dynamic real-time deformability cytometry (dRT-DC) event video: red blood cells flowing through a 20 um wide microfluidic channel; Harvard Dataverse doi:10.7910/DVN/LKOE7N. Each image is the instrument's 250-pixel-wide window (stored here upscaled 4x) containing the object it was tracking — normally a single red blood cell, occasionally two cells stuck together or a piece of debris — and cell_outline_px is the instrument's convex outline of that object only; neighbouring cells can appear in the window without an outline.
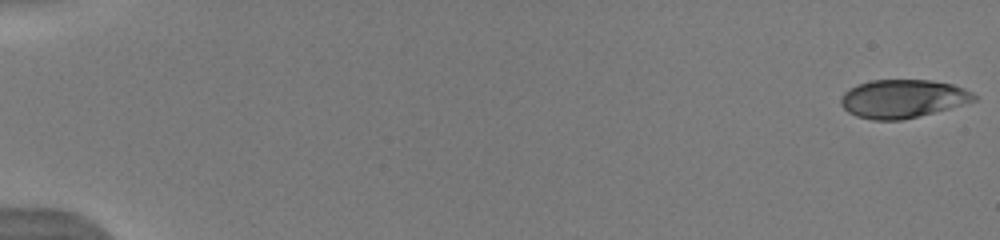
{"species": "human", "species_latin": "Homo sapiens", "temperature_condition": "warm", "stored_images_in_passage": 21, "camera_frame_rate_fps": 3000, "um_per_image_px": 0.085, "donor": {"sex": "male"}, "frame": {"image": 1, "passage_image": 1, "time_ms": 0.0, "image_size_px": [1000, 240], "cell_outline_px": [[976, 100], [948, 108], [900, 120], [872, 120], [856, 116], [848, 112], [840, 104], [840, 96], [848, 88], [872, 80], [928, 80], [952, 84], [964, 88], [972, 92], [976, 96]], "centroid_in_image_um": [76.68, 8.38], "position_along_channel_um": 8.3, "area_um2": 29.48}}
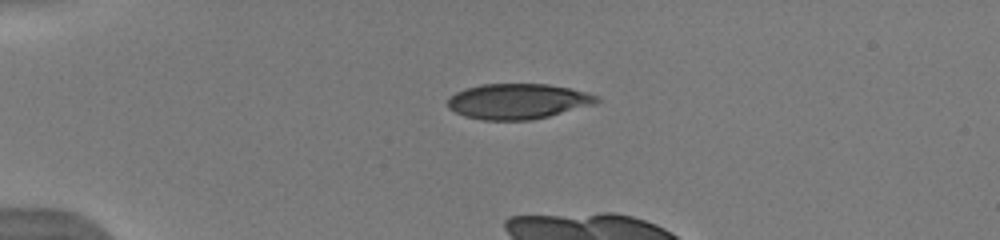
{"frame": {"image": 2, "passage_image": 14, "time_ms": 4.333, "image_size_px": [1000, 240], "cell_outline_px": [[600, 100], [596, 104], [548, 116], [528, 120], [480, 120], [464, 116], [448, 108], [448, 100], [456, 92], [464, 88], [480, 84], [548, 84], [568, 88], [584, 92], [596, 96]], "centroid_in_image_um": [43.98, 8.61], "position_along_channel_um": 41.0, "area_um2": 30.58}}